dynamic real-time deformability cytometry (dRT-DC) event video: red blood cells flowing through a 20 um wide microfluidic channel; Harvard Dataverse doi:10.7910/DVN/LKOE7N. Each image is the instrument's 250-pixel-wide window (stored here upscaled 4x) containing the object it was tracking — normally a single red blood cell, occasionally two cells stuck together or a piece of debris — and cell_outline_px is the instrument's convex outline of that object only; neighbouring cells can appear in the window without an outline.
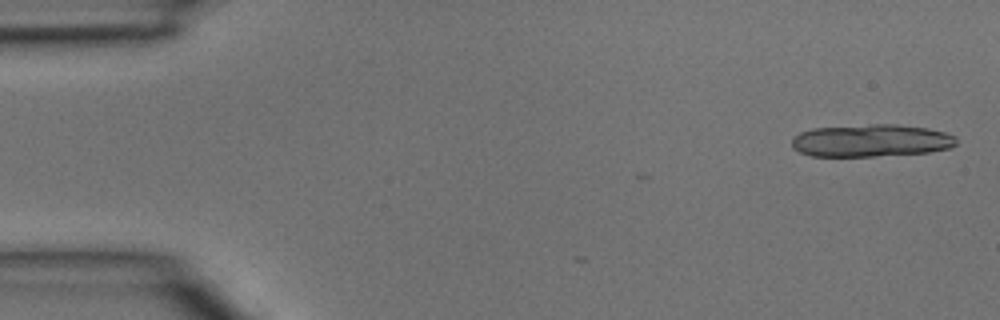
{"species": "common noctule bat (a hibernating species)", "species_latin": "Nyctalus noctula", "temperature_condition": "room temperature", "stored_images_in_passage": 4, "camera_frame_rate_fps": 3000, "um_per_image_px": 0.085, "animal": {"sex": "male", "body_mass_g": 15.6}, "frame": {"image": 1, "passage_image": 1, "time_ms": 0.0, "image_size_px": [1000, 320], "cell_outline_px": [[956, 144], [952, 148], [928, 152], [876, 156], [812, 156], [800, 152], [792, 148], [792, 140], [800, 132], [812, 128], [872, 124], [896, 124], [928, 128], [944, 132], [956, 136]], "centroid_in_image_um": [74.06, 11.95], "position_along_channel_um": 10.9, "area_um2": 31.21}}